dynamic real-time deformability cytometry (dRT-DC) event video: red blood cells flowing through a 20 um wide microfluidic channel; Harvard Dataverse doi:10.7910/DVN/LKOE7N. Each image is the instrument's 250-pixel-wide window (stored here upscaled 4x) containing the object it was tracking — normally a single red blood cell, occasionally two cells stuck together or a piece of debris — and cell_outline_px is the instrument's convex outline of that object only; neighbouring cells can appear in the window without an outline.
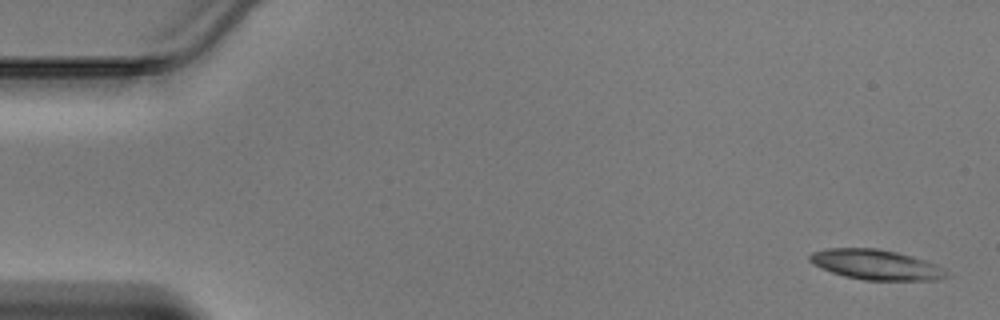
{"species": "Egyptian fruit bat (a non-hibernating species)", "species_latin": "Rousettus aegyptiacus", "temperature_condition": "warm", "stored_images_in_passage": 46, "camera_frame_rate_fps": 3000, "um_per_image_px": 0.085, "animal": {"sex": "male"}, "frame": {"image": 1, "passage_image": 1, "time_ms": 0.0, "image_size_px": [1000, 320], "cell_outline_px": [[948, 276], [936, 280], [864, 280], [844, 276], [832, 272], [808, 260], [808, 256], [812, 252], [828, 248], [876, 248], [924, 260], [936, 264]], "centroid_in_image_um": [74.41, 22.5], "position_along_channel_um": 10.6, "area_um2": 23.35}}
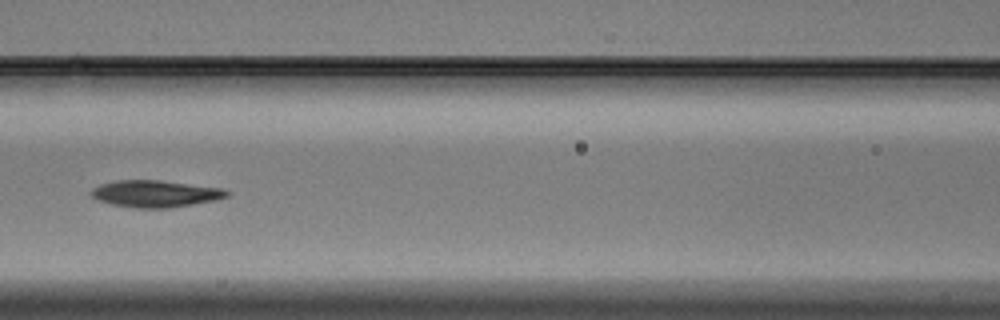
{"frame": {"image": 2, "passage_image": 20, "time_ms": 6.333, "image_size_px": [1000, 320], "cell_outline_px": [[228, 196], [212, 200], [192, 204], [168, 208], [136, 208], [112, 204], [100, 200], [92, 196], [92, 188], [100, 184], [116, 180], [160, 180], [224, 188], [228, 192]], "centroid_in_image_um": [13.2, 16.45], "position_along_channel_um": 153.4, "area_um2": 20.98}}
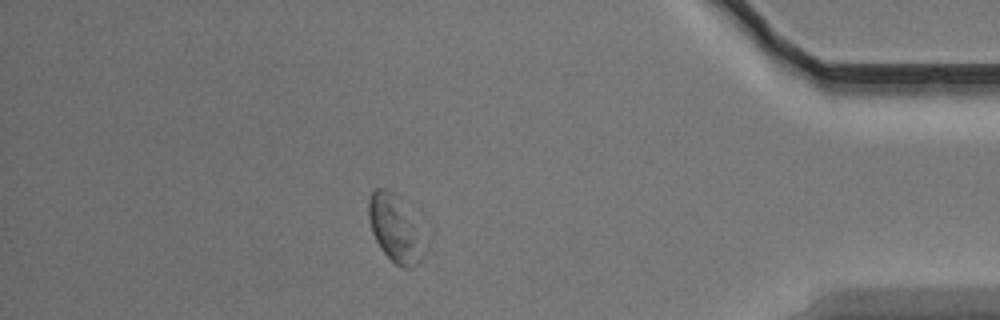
{"frame": {"image": 3, "passage_image": 40, "time_ms": 13.0, "image_size_px": [1000, 320], "cell_outline_px": [[424, 252], [420, 260], [416, 264], [408, 268], [404, 268], [396, 264], [380, 248], [372, 232], [368, 216], [368, 200], [372, 192], [376, 188], [384, 188], [388, 192], [412, 224]], "centroid_in_image_um": [33.44, 19.53], "position_along_channel_um": 401.8, "area_um2": 19.19}}